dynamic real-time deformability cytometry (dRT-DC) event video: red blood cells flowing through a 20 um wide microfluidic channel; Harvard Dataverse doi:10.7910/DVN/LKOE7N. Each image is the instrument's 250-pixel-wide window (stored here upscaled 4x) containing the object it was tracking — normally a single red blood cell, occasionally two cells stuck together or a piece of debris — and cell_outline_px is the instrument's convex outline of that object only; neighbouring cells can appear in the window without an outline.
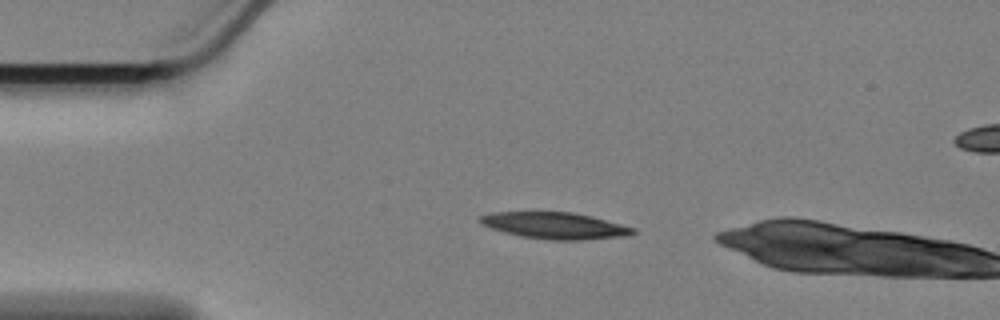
{"species": "Egyptian fruit bat (a non-hibernating species)", "species_latin": "Rousettus aegyptiacus", "temperature_condition": "cold", "stored_images_in_passage": 9, "camera_frame_rate_fps": 3000, "um_per_image_px": 0.085, "animal": {"sex": "female"}, "frame": {"image": 1, "passage_image": 6, "time_ms": 1.667, "image_size_px": [1000, 320], "cell_outline_px": [[636, 232], [628, 236], [584, 240], [552, 240], [520, 236], [504, 232], [480, 224], [480, 216], [492, 212], [572, 212], [592, 216], [636, 228]], "centroid_in_image_um": [47.2, 19.18], "position_along_channel_um": 37.8, "area_um2": 23.7}}